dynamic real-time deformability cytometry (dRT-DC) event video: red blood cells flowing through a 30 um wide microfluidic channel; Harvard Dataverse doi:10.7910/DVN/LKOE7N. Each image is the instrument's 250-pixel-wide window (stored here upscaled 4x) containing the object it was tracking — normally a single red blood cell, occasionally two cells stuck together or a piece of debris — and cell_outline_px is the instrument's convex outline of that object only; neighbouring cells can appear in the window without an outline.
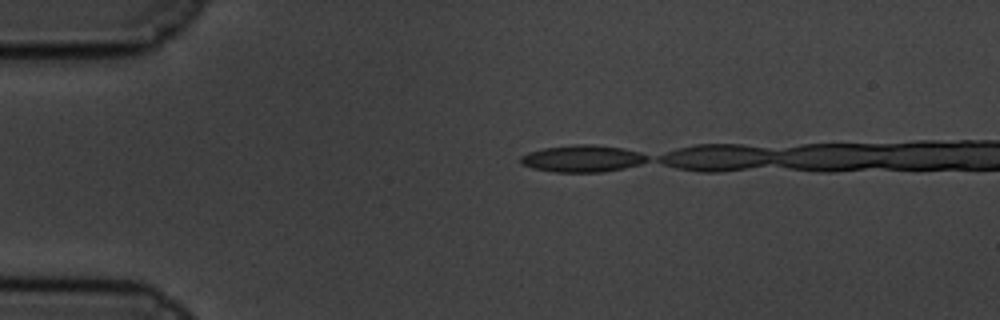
{"species": "common noctule bat (a hibernating species)", "species_latin": "Nyctalus noctula", "temperature_condition": "cold", "stored_images_in_passage": 5, "camera_frame_rate_fps": 3000, "um_per_image_px": 0.085, "animal": {"sex": "male", "body_mass_g": 19.5, "forearm_length_mm": 54.6}, "frame": {"image": 1, "passage_image": 1, "time_ms": 0.0, "image_size_px": [1000, 320], "cell_outline_px": [[648, 160], [640, 164], [624, 168], [600, 172], [556, 172], [532, 168], [520, 164], [520, 156], [528, 152], [544, 148], [572, 144], [592, 144], [624, 148], [640, 152], [648, 156]], "centroid_in_image_um": [49.49, 13.47], "position_along_channel_um": 35.5, "area_um2": 20.0}}